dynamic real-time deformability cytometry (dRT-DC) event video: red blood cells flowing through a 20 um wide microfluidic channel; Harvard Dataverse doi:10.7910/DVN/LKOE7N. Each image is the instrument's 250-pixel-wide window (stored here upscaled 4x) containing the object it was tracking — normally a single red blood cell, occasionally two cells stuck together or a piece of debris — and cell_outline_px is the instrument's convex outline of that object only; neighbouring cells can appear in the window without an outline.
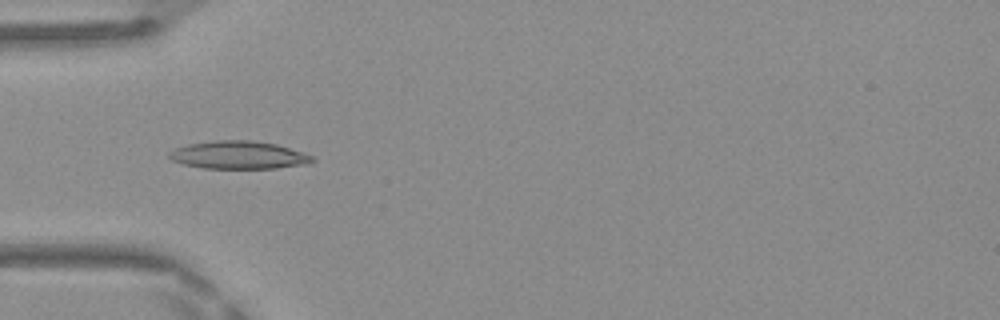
{"species": "Egyptian fruit bat (a non-hibernating species)", "species_latin": "Rousettus aegyptiacus", "temperature_condition": "warm", "stored_images_in_passage": 39, "camera_frame_rate_fps": 3000, "um_per_image_px": 0.085, "frame": {"image": 1, "passage_image": 6, "time_ms": 1.667, "image_size_px": [1000, 320], "cell_outline_px": [[316, 160], [308, 164], [276, 168], [204, 168], [184, 164], [172, 160], [168, 156], [168, 152], [176, 148], [188, 144], [216, 140], [252, 140], [276, 144], [312, 156]], "centroid_in_image_um": [20.27, 13.18], "position_along_channel_um": 64.7, "area_um2": 23.06}}
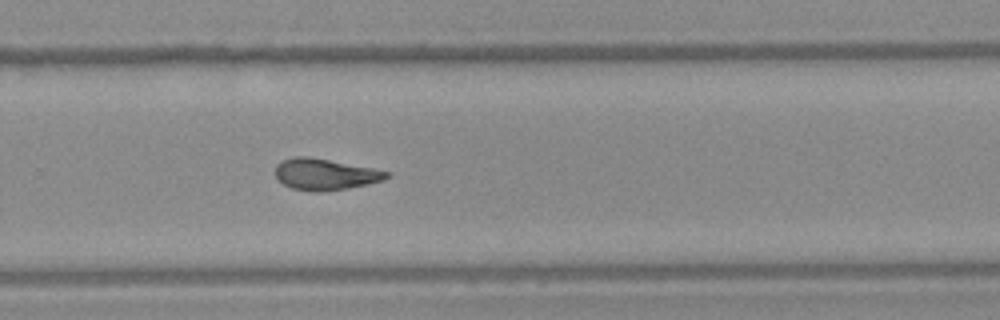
{"frame": {"image": 2, "passage_image": 23, "time_ms": 7.333, "image_size_px": [1000, 320], "cell_outline_px": [[392, 176], [384, 180], [368, 184], [348, 188], [324, 192], [316, 192], [292, 188], [284, 184], [276, 176], [276, 164], [292, 156], [308, 156], [372, 168], [392, 172]], "centroid_in_image_um": [27.67, 14.82], "position_along_channel_um": 302.1, "area_um2": 20.35}}
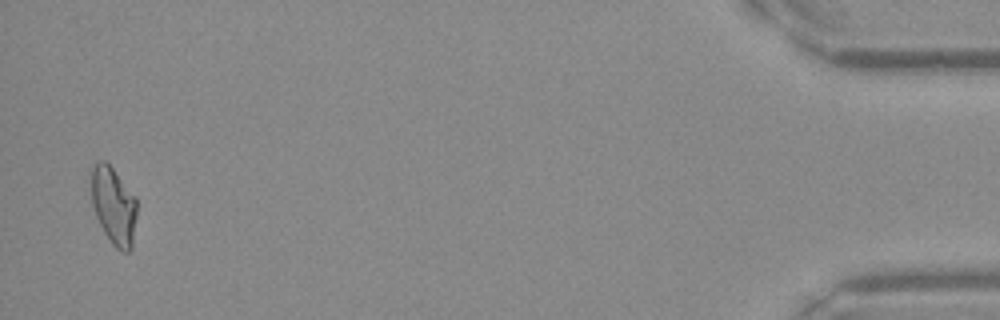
{"frame": {"image": 3, "passage_image": 38, "time_ms": 12.333, "image_size_px": [1000, 320], "cell_outline_px": [[136, 216], [132, 248], [128, 252], [120, 252], [112, 244], [104, 232], [96, 216], [92, 204], [92, 164], [100, 160], [104, 160], [112, 168], [136, 196]], "centroid_in_image_um": [9.67, 17.5], "position_along_channel_um": 425.5, "area_um2": 20.58}, "authors_computed_cell_mechanics": {"area_um2": 20.23, "velocity_mm_per_s": 4.1921, "shape_relaxation_time_tau1_ms": null, "shape_relaxation_time_tau2_ms": 3.955, "deformation_change_tau1": null, "deformation_change_tau2": 0.131}}